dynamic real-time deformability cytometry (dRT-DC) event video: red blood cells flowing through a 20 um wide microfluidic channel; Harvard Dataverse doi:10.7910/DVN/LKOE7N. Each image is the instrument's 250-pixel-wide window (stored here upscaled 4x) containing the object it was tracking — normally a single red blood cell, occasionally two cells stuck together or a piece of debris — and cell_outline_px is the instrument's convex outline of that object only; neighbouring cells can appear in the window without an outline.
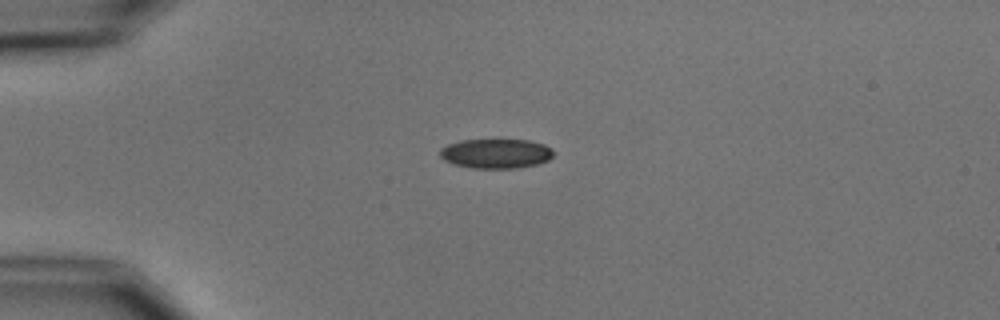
{"species": "common noctule bat (a hibernating species)", "species_latin": "Nyctalus noctula", "temperature_condition": "cold", "stored_images_in_passage": 2, "camera_frame_rate_fps": 3000, "um_per_image_px": 0.085, "animal": {"sex": "male", "body_mass_g": 15.6}, "frame": {"image": 1, "passage_image": 1, "time_ms": 0.0, "image_size_px": [1000, 320], "cell_outline_px": [[552, 156], [548, 160], [536, 164], [516, 168], [472, 168], [452, 164], [444, 160], [440, 156], [440, 148], [448, 144], [460, 140], [528, 140], [544, 144], [552, 148]], "centroid_in_image_um": [42.12, 13.05], "position_along_channel_um": 42.9, "area_um2": 19.54}}